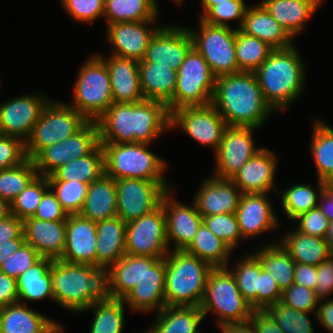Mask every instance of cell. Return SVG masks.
<instances>
[{
  "label": "cell",
  "mask_w": 333,
  "mask_h": 333,
  "mask_svg": "<svg viewBox=\"0 0 333 333\" xmlns=\"http://www.w3.org/2000/svg\"><path fill=\"white\" fill-rule=\"evenodd\" d=\"M312 125L310 152L315 164L317 179L333 181V128L322 118H315Z\"/></svg>",
  "instance_id": "cell-40"
},
{
  "label": "cell",
  "mask_w": 333,
  "mask_h": 333,
  "mask_svg": "<svg viewBox=\"0 0 333 333\" xmlns=\"http://www.w3.org/2000/svg\"><path fill=\"white\" fill-rule=\"evenodd\" d=\"M26 159L25 142L0 134V170L18 166Z\"/></svg>",
  "instance_id": "cell-57"
},
{
  "label": "cell",
  "mask_w": 333,
  "mask_h": 333,
  "mask_svg": "<svg viewBox=\"0 0 333 333\" xmlns=\"http://www.w3.org/2000/svg\"><path fill=\"white\" fill-rule=\"evenodd\" d=\"M25 243L24 233L22 232L17 238L11 239V243L0 244V267L1 264L14 254Z\"/></svg>",
  "instance_id": "cell-67"
},
{
  "label": "cell",
  "mask_w": 333,
  "mask_h": 333,
  "mask_svg": "<svg viewBox=\"0 0 333 333\" xmlns=\"http://www.w3.org/2000/svg\"><path fill=\"white\" fill-rule=\"evenodd\" d=\"M87 122L88 120L67 102L50 99L25 142L27 158L33 160L44 148L72 136Z\"/></svg>",
  "instance_id": "cell-9"
},
{
  "label": "cell",
  "mask_w": 333,
  "mask_h": 333,
  "mask_svg": "<svg viewBox=\"0 0 333 333\" xmlns=\"http://www.w3.org/2000/svg\"><path fill=\"white\" fill-rule=\"evenodd\" d=\"M211 104L228 126L260 129L275 113L265 101L254 72L217 77Z\"/></svg>",
  "instance_id": "cell-2"
},
{
  "label": "cell",
  "mask_w": 333,
  "mask_h": 333,
  "mask_svg": "<svg viewBox=\"0 0 333 333\" xmlns=\"http://www.w3.org/2000/svg\"><path fill=\"white\" fill-rule=\"evenodd\" d=\"M25 243L42 258L59 260L65 247L66 221H44L33 217L23 221Z\"/></svg>",
  "instance_id": "cell-28"
},
{
  "label": "cell",
  "mask_w": 333,
  "mask_h": 333,
  "mask_svg": "<svg viewBox=\"0 0 333 333\" xmlns=\"http://www.w3.org/2000/svg\"><path fill=\"white\" fill-rule=\"evenodd\" d=\"M315 317L326 333H333V298L319 300Z\"/></svg>",
  "instance_id": "cell-65"
},
{
  "label": "cell",
  "mask_w": 333,
  "mask_h": 333,
  "mask_svg": "<svg viewBox=\"0 0 333 333\" xmlns=\"http://www.w3.org/2000/svg\"><path fill=\"white\" fill-rule=\"evenodd\" d=\"M246 255V256H245ZM236 265L226 267L235 277L237 287L243 297L257 310V290H259L260 261L253 253H245ZM230 265L232 267H230ZM234 266V267H233Z\"/></svg>",
  "instance_id": "cell-45"
},
{
  "label": "cell",
  "mask_w": 333,
  "mask_h": 333,
  "mask_svg": "<svg viewBox=\"0 0 333 333\" xmlns=\"http://www.w3.org/2000/svg\"><path fill=\"white\" fill-rule=\"evenodd\" d=\"M155 315L146 333H200L204 320L200 307L193 306H165Z\"/></svg>",
  "instance_id": "cell-35"
},
{
  "label": "cell",
  "mask_w": 333,
  "mask_h": 333,
  "mask_svg": "<svg viewBox=\"0 0 333 333\" xmlns=\"http://www.w3.org/2000/svg\"><path fill=\"white\" fill-rule=\"evenodd\" d=\"M106 64L110 76L114 103H136L144 100L139 78V62L114 55L98 54Z\"/></svg>",
  "instance_id": "cell-26"
},
{
  "label": "cell",
  "mask_w": 333,
  "mask_h": 333,
  "mask_svg": "<svg viewBox=\"0 0 333 333\" xmlns=\"http://www.w3.org/2000/svg\"><path fill=\"white\" fill-rule=\"evenodd\" d=\"M221 333H255L253 326L247 322L242 324H228L219 327Z\"/></svg>",
  "instance_id": "cell-68"
},
{
  "label": "cell",
  "mask_w": 333,
  "mask_h": 333,
  "mask_svg": "<svg viewBox=\"0 0 333 333\" xmlns=\"http://www.w3.org/2000/svg\"><path fill=\"white\" fill-rule=\"evenodd\" d=\"M88 57L79 66L72 90V102L67 104L88 121H96L113 103V95L105 61L98 53Z\"/></svg>",
  "instance_id": "cell-8"
},
{
  "label": "cell",
  "mask_w": 333,
  "mask_h": 333,
  "mask_svg": "<svg viewBox=\"0 0 333 333\" xmlns=\"http://www.w3.org/2000/svg\"><path fill=\"white\" fill-rule=\"evenodd\" d=\"M289 230L281 235L278 242L296 263L317 267L333 255L325 239L302 234L295 228Z\"/></svg>",
  "instance_id": "cell-33"
},
{
  "label": "cell",
  "mask_w": 333,
  "mask_h": 333,
  "mask_svg": "<svg viewBox=\"0 0 333 333\" xmlns=\"http://www.w3.org/2000/svg\"><path fill=\"white\" fill-rule=\"evenodd\" d=\"M100 144H153L170 131L167 105L144 99L136 103H112L96 120Z\"/></svg>",
  "instance_id": "cell-1"
},
{
  "label": "cell",
  "mask_w": 333,
  "mask_h": 333,
  "mask_svg": "<svg viewBox=\"0 0 333 333\" xmlns=\"http://www.w3.org/2000/svg\"><path fill=\"white\" fill-rule=\"evenodd\" d=\"M158 0H105L106 26L118 22L158 21Z\"/></svg>",
  "instance_id": "cell-41"
},
{
  "label": "cell",
  "mask_w": 333,
  "mask_h": 333,
  "mask_svg": "<svg viewBox=\"0 0 333 333\" xmlns=\"http://www.w3.org/2000/svg\"><path fill=\"white\" fill-rule=\"evenodd\" d=\"M11 215V205L8 201L0 197V220Z\"/></svg>",
  "instance_id": "cell-69"
},
{
  "label": "cell",
  "mask_w": 333,
  "mask_h": 333,
  "mask_svg": "<svg viewBox=\"0 0 333 333\" xmlns=\"http://www.w3.org/2000/svg\"><path fill=\"white\" fill-rule=\"evenodd\" d=\"M67 212L57 200L56 194L49 188L43 195L33 218L44 221H66Z\"/></svg>",
  "instance_id": "cell-59"
},
{
  "label": "cell",
  "mask_w": 333,
  "mask_h": 333,
  "mask_svg": "<svg viewBox=\"0 0 333 333\" xmlns=\"http://www.w3.org/2000/svg\"><path fill=\"white\" fill-rule=\"evenodd\" d=\"M226 0H201L199 1L201 3L202 12L198 13L200 14L198 18H201L213 5H216L217 2H223Z\"/></svg>",
  "instance_id": "cell-70"
},
{
  "label": "cell",
  "mask_w": 333,
  "mask_h": 333,
  "mask_svg": "<svg viewBox=\"0 0 333 333\" xmlns=\"http://www.w3.org/2000/svg\"><path fill=\"white\" fill-rule=\"evenodd\" d=\"M282 291L260 262L259 290H257V310H266L281 301Z\"/></svg>",
  "instance_id": "cell-58"
},
{
  "label": "cell",
  "mask_w": 333,
  "mask_h": 333,
  "mask_svg": "<svg viewBox=\"0 0 333 333\" xmlns=\"http://www.w3.org/2000/svg\"><path fill=\"white\" fill-rule=\"evenodd\" d=\"M240 30L266 42L273 49H284L295 44V39L257 2L246 8Z\"/></svg>",
  "instance_id": "cell-29"
},
{
  "label": "cell",
  "mask_w": 333,
  "mask_h": 333,
  "mask_svg": "<svg viewBox=\"0 0 333 333\" xmlns=\"http://www.w3.org/2000/svg\"><path fill=\"white\" fill-rule=\"evenodd\" d=\"M174 189L169 190L163 196L161 202L166 216L167 239L170 251L172 249L184 250L191 243L203 223V217L197 211L194 202L192 201V204L188 205L187 203L183 204L174 197Z\"/></svg>",
  "instance_id": "cell-21"
},
{
  "label": "cell",
  "mask_w": 333,
  "mask_h": 333,
  "mask_svg": "<svg viewBox=\"0 0 333 333\" xmlns=\"http://www.w3.org/2000/svg\"><path fill=\"white\" fill-rule=\"evenodd\" d=\"M22 303L0 307V333H64V326Z\"/></svg>",
  "instance_id": "cell-27"
},
{
  "label": "cell",
  "mask_w": 333,
  "mask_h": 333,
  "mask_svg": "<svg viewBox=\"0 0 333 333\" xmlns=\"http://www.w3.org/2000/svg\"><path fill=\"white\" fill-rule=\"evenodd\" d=\"M166 258L144 257V276L123 299L130 311L159 312L165 301Z\"/></svg>",
  "instance_id": "cell-18"
},
{
  "label": "cell",
  "mask_w": 333,
  "mask_h": 333,
  "mask_svg": "<svg viewBox=\"0 0 333 333\" xmlns=\"http://www.w3.org/2000/svg\"><path fill=\"white\" fill-rule=\"evenodd\" d=\"M300 1L309 3L318 11L319 8H321V5L323 4L324 0H300Z\"/></svg>",
  "instance_id": "cell-72"
},
{
  "label": "cell",
  "mask_w": 333,
  "mask_h": 333,
  "mask_svg": "<svg viewBox=\"0 0 333 333\" xmlns=\"http://www.w3.org/2000/svg\"><path fill=\"white\" fill-rule=\"evenodd\" d=\"M304 63L293 45L273 49L254 72L265 101L274 111L287 110L302 95L307 72Z\"/></svg>",
  "instance_id": "cell-3"
},
{
  "label": "cell",
  "mask_w": 333,
  "mask_h": 333,
  "mask_svg": "<svg viewBox=\"0 0 333 333\" xmlns=\"http://www.w3.org/2000/svg\"><path fill=\"white\" fill-rule=\"evenodd\" d=\"M315 292L319 300L333 298V255L317 266Z\"/></svg>",
  "instance_id": "cell-60"
},
{
  "label": "cell",
  "mask_w": 333,
  "mask_h": 333,
  "mask_svg": "<svg viewBox=\"0 0 333 333\" xmlns=\"http://www.w3.org/2000/svg\"><path fill=\"white\" fill-rule=\"evenodd\" d=\"M52 264L53 259L41 258L16 278L19 303L27 305L29 301L36 302L44 299L54 301Z\"/></svg>",
  "instance_id": "cell-31"
},
{
  "label": "cell",
  "mask_w": 333,
  "mask_h": 333,
  "mask_svg": "<svg viewBox=\"0 0 333 333\" xmlns=\"http://www.w3.org/2000/svg\"><path fill=\"white\" fill-rule=\"evenodd\" d=\"M203 223L210 231L224 241L233 251L245 239L242 237L235 213L203 217Z\"/></svg>",
  "instance_id": "cell-52"
},
{
  "label": "cell",
  "mask_w": 333,
  "mask_h": 333,
  "mask_svg": "<svg viewBox=\"0 0 333 333\" xmlns=\"http://www.w3.org/2000/svg\"><path fill=\"white\" fill-rule=\"evenodd\" d=\"M125 307L127 305L123 300L105 297L79 313L92 311L93 320L89 333H122L125 325Z\"/></svg>",
  "instance_id": "cell-44"
},
{
  "label": "cell",
  "mask_w": 333,
  "mask_h": 333,
  "mask_svg": "<svg viewBox=\"0 0 333 333\" xmlns=\"http://www.w3.org/2000/svg\"><path fill=\"white\" fill-rule=\"evenodd\" d=\"M165 258L166 306L200 307L213 267L184 250H171Z\"/></svg>",
  "instance_id": "cell-5"
},
{
  "label": "cell",
  "mask_w": 333,
  "mask_h": 333,
  "mask_svg": "<svg viewBox=\"0 0 333 333\" xmlns=\"http://www.w3.org/2000/svg\"><path fill=\"white\" fill-rule=\"evenodd\" d=\"M54 302L77 313L106 297L105 271L90 264L53 260L51 267Z\"/></svg>",
  "instance_id": "cell-4"
},
{
  "label": "cell",
  "mask_w": 333,
  "mask_h": 333,
  "mask_svg": "<svg viewBox=\"0 0 333 333\" xmlns=\"http://www.w3.org/2000/svg\"><path fill=\"white\" fill-rule=\"evenodd\" d=\"M294 283L315 290L317 286V267L308 264L296 263L294 270Z\"/></svg>",
  "instance_id": "cell-64"
},
{
  "label": "cell",
  "mask_w": 333,
  "mask_h": 333,
  "mask_svg": "<svg viewBox=\"0 0 333 333\" xmlns=\"http://www.w3.org/2000/svg\"><path fill=\"white\" fill-rule=\"evenodd\" d=\"M248 4L245 0H226L217 2L200 19L207 24L215 26H226L233 28L229 22L238 21L237 28L240 29Z\"/></svg>",
  "instance_id": "cell-50"
},
{
  "label": "cell",
  "mask_w": 333,
  "mask_h": 333,
  "mask_svg": "<svg viewBox=\"0 0 333 333\" xmlns=\"http://www.w3.org/2000/svg\"><path fill=\"white\" fill-rule=\"evenodd\" d=\"M228 127L212 104L188 106L170 113V131L179 128L195 142L217 151Z\"/></svg>",
  "instance_id": "cell-12"
},
{
  "label": "cell",
  "mask_w": 333,
  "mask_h": 333,
  "mask_svg": "<svg viewBox=\"0 0 333 333\" xmlns=\"http://www.w3.org/2000/svg\"><path fill=\"white\" fill-rule=\"evenodd\" d=\"M172 1H174V3H176V5L178 4L179 6H181L180 4L183 5L185 0H172Z\"/></svg>",
  "instance_id": "cell-73"
},
{
  "label": "cell",
  "mask_w": 333,
  "mask_h": 333,
  "mask_svg": "<svg viewBox=\"0 0 333 333\" xmlns=\"http://www.w3.org/2000/svg\"><path fill=\"white\" fill-rule=\"evenodd\" d=\"M105 173L104 151L99 144L91 153L84 157L73 159L60 166L48 181H79L87 185L100 178Z\"/></svg>",
  "instance_id": "cell-38"
},
{
  "label": "cell",
  "mask_w": 333,
  "mask_h": 333,
  "mask_svg": "<svg viewBox=\"0 0 333 333\" xmlns=\"http://www.w3.org/2000/svg\"><path fill=\"white\" fill-rule=\"evenodd\" d=\"M104 151L105 174L118 180L135 178L174 186L165 178L167 161L149 149L146 143L101 144Z\"/></svg>",
  "instance_id": "cell-6"
},
{
  "label": "cell",
  "mask_w": 333,
  "mask_h": 333,
  "mask_svg": "<svg viewBox=\"0 0 333 333\" xmlns=\"http://www.w3.org/2000/svg\"><path fill=\"white\" fill-rule=\"evenodd\" d=\"M37 175L35 163L30 158L18 166L0 170V197L11 204Z\"/></svg>",
  "instance_id": "cell-47"
},
{
  "label": "cell",
  "mask_w": 333,
  "mask_h": 333,
  "mask_svg": "<svg viewBox=\"0 0 333 333\" xmlns=\"http://www.w3.org/2000/svg\"><path fill=\"white\" fill-rule=\"evenodd\" d=\"M169 252L166 216L162 204L154 211L126 224V254L161 259Z\"/></svg>",
  "instance_id": "cell-13"
},
{
  "label": "cell",
  "mask_w": 333,
  "mask_h": 333,
  "mask_svg": "<svg viewBox=\"0 0 333 333\" xmlns=\"http://www.w3.org/2000/svg\"><path fill=\"white\" fill-rule=\"evenodd\" d=\"M236 57L240 71L255 72L273 50L266 42L236 29Z\"/></svg>",
  "instance_id": "cell-46"
},
{
  "label": "cell",
  "mask_w": 333,
  "mask_h": 333,
  "mask_svg": "<svg viewBox=\"0 0 333 333\" xmlns=\"http://www.w3.org/2000/svg\"><path fill=\"white\" fill-rule=\"evenodd\" d=\"M157 22H118L105 26L107 42L114 49L110 55L141 61L152 36L162 26Z\"/></svg>",
  "instance_id": "cell-20"
},
{
  "label": "cell",
  "mask_w": 333,
  "mask_h": 333,
  "mask_svg": "<svg viewBox=\"0 0 333 333\" xmlns=\"http://www.w3.org/2000/svg\"><path fill=\"white\" fill-rule=\"evenodd\" d=\"M266 311L285 333H315L314 323L308 312L298 311L281 301L269 306Z\"/></svg>",
  "instance_id": "cell-49"
},
{
  "label": "cell",
  "mask_w": 333,
  "mask_h": 333,
  "mask_svg": "<svg viewBox=\"0 0 333 333\" xmlns=\"http://www.w3.org/2000/svg\"><path fill=\"white\" fill-rule=\"evenodd\" d=\"M316 183L317 186L306 182L296 183L283 189L282 193L277 192L286 218L293 221L300 214L318 207L319 196L326 182L317 179Z\"/></svg>",
  "instance_id": "cell-43"
},
{
  "label": "cell",
  "mask_w": 333,
  "mask_h": 333,
  "mask_svg": "<svg viewBox=\"0 0 333 333\" xmlns=\"http://www.w3.org/2000/svg\"><path fill=\"white\" fill-rule=\"evenodd\" d=\"M185 252L205 261L213 268L226 267L230 264V254L234 252L224 241L214 235L202 223Z\"/></svg>",
  "instance_id": "cell-42"
},
{
  "label": "cell",
  "mask_w": 333,
  "mask_h": 333,
  "mask_svg": "<svg viewBox=\"0 0 333 333\" xmlns=\"http://www.w3.org/2000/svg\"><path fill=\"white\" fill-rule=\"evenodd\" d=\"M294 228L309 236H315L324 239L329 227L328 219L322 214L319 207L310 209L300 214L294 220Z\"/></svg>",
  "instance_id": "cell-56"
},
{
  "label": "cell",
  "mask_w": 333,
  "mask_h": 333,
  "mask_svg": "<svg viewBox=\"0 0 333 333\" xmlns=\"http://www.w3.org/2000/svg\"><path fill=\"white\" fill-rule=\"evenodd\" d=\"M49 188L47 176L37 175L11 202V214L22 221L33 217L44 193Z\"/></svg>",
  "instance_id": "cell-48"
},
{
  "label": "cell",
  "mask_w": 333,
  "mask_h": 333,
  "mask_svg": "<svg viewBox=\"0 0 333 333\" xmlns=\"http://www.w3.org/2000/svg\"><path fill=\"white\" fill-rule=\"evenodd\" d=\"M318 207L329 222L333 221V185L325 183L319 196Z\"/></svg>",
  "instance_id": "cell-66"
},
{
  "label": "cell",
  "mask_w": 333,
  "mask_h": 333,
  "mask_svg": "<svg viewBox=\"0 0 333 333\" xmlns=\"http://www.w3.org/2000/svg\"><path fill=\"white\" fill-rule=\"evenodd\" d=\"M193 47L187 26L162 25L152 36L144 58L139 62L157 63L177 71Z\"/></svg>",
  "instance_id": "cell-19"
},
{
  "label": "cell",
  "mask_w": 333,
  "mask_h": 333,
  "mask_svg": "<svg viewBox=\"0 0 333 333\" xmlns=\"http://www.w3.org/2000/svg\"><path fill=\"white\" fill-rule=\"evenodd\" d=\"M216 77L202 55L192 47L177 70L173 98L166 104L169 113L188 106L211 104Z\"/></svg>",
  "instance_id": "cell-10"
},
{
  "label": "cell",
  "mask_w": 333,
  "mask_h": 333,
  "mask_svg": "<svg viewBox=\"0 0 333 333\" xmlns=\"http://www.w3.org/2000/svg\"><path fill=\"white\" fill-rule=\"evenodd\" d=\"M51 97L44 93H28L9 98L0 104V134L26 142L41 112Z\"/></svg>",
  "instance_id": "cell-17"
},
{
  "label": "cell",
  "mask_w": 333,
  "mask_h": 333,
  "mask_svg": "<svg viewBox=\"0 0 333 333\" xmlns=\"http://www.w3.org/2000/svg\"><path fill=\"white\" fill-rule=\"evenodd\" d=\"M60 4L74 22L91 24L104 20L105 0H60Z\"/></svg>",
  "instance_id": "cell-53"
},
{
  "label": "cell",
  "mask_w": 333,
  "mask_h": 333,
  "mask_svg": "<svg viewBox=\"0 0 333 333\" xmlns=\"http://www.w3.org/2000/svg\"><path fill=\"white\" fill-rule=\"evenodd\" d=\"M18 302L16 279L0 271V307Z\"/></svg>",
  "instance_id": "cell-63"
},
{
  "label": "cell",
  "mask_w": 333,
  "mask_h": 333,
  "mask_svg": "<svg viewBox=\"0 0 333 333\" xmlns=\"http://www.w3.org/2000/svg\"><path fill=\"white\" fill-rule=\"evenodd\" d=\"M278 155L264 147L249 159L231 179L242 194L276 192L275 178Z\"/></svg>",
  "instance_id": "cell-23"
},
{
  "label": "cell",
  "mask_w": 333,
  "mask_h": 333,
  "mask_svg": "<svg viewBox=\"0 0 333 333\" xmlns=\"http://www.w3.org/2000/svg\"><path fill=\"white\" fill-rule=\"evenodd\" d=\"M268 196L269 194L262 193L241 194L235 214L244 239H255L280 227L281 221L276 217L277 212Z\"/></svg>",
  "instance_id": "cell-22"
},
{
  "label": "cell",
  "mask_w": 333,
  "mask_h": 333,
  "mask_svg": "<svg viewBox=\"0 0 333 333\" xmlns=\"http://www.w3.org/2000/svg\"><path fill=\"white\" fill-rule=\"evenodd\" d=\"M49 185L67 214L81 212L89 185L79 181H49Z\"/></svg>",
  "instance_id": "cell-51"
},
{
  "label": "cell",
  "mask_w": 333,
  "mask_h": 333,
  "mask_svg": "<svg viewBox=\"0 0 333 333\" xmlns=\"http://www.w3.org/2000/svg\"><path fill=\"white\" fill-rule=\"evenodd\" d=\"M96 222L80 213L68 214L65 247L60 260L96 266Z\"/></svg>",
  "instance_id": "cell-24"
},
{
  "label": "cell",
  "mask_w": 333,
  "mask_h": 333,
  "mask_svg": "<svg viewBox=\"0 0 333 333\" xmlns=\"http://www.w3.org/2000/svg\"><path fill=\"white\" fill-rule=\"evenodd\" d=\"M253 254L259 259L263 269L276 281L282 292L294 284L296 262L278 240L266 242V245L263 244Z\"/></svg>",
  "instance_id": "cell-39"
},
{
  "label": "cell",
  "mask_w": 333,
  "mask_h": 333,
  "mask_svg": "<svg viewBox=\"0 0 333 333\" xmlns=\"http://www.w3.org/2000/svg\"><path fill=\"white\" fill-rule=\"evenodd\" d=\"M281 302L298 311L313 313L316 316L319 299L315 290L294 283L282 292Z\"/></svg>",
  "instance_id": "cell-54"
},
{
  "label": "cell",
  "mask_w": 333,
  "mask_h": 333,
  "mask_svg": "<svg viewBox=\"0 0 333 333\" xmlns=\"http://www.w3.org/2000/svg\"><path fill=\"white\" fill-rule=\"evenodd\" d=\"M144 276V256L125 254L105 272L106 297L123 300Z\"/></svg>",
  "instance_id": "cell-34"
},
{
  "label": "cell",
  "mask_w": 333,
  "mask_h": 333,
  "mask_svg": "<svg viewBox=\"0 0 333 333\" xmlns=\"http://www.w3.org/2000/svg\"><path fill=\"white\" fill-rule=\"evenodd\" d=\"M41 258L32 245L24 243L1 264L0 271L16 279Z\"/></svg>",
  "instance_id": "cell-55"
},
{
  "label": "cell",
  "mask_w": 333,
  "mask_h": 333,
  "mask_svg": "<svg viewBox=\"0 0 333 333\" xmlns=\"http://www.w3.org/2000/svg\"><path fill=\"white\" fill-rule=\"evenodd\" d=\"M200 309L204 318L210 312L217 316L214 319L218 328L228 324L247 323L254 311L227 267H216L210 271Z\"/></svg>",
  "instance_id": "cell-7"
},
{
  "label": "cell",
  "mask_w": 333,
  "mask_h": 333,
  "mask_svg": "<svg viewBox=\"0 0 333 333\" xmlns=\"http://www.w3.org/2000/svg\"><path fill=\"white\" fill-rule=\"evenodd\" d=\"M270 15L295 39L307 22L318 12L309 3L300 0H259Z\"/></svg>",
  "instance_id": "cell-37"
},
{
  "label": "cell",
  "mask_w": 333,
  "mask_h": 333,
  "mask_svg": "<svg viewBox=\"0 0 333 333\" xmlns=\"http://www.w3.org/2000/svg\"><path fill=\"white\" fill-rule=\"evenodd\" d=\"M96 267L105 272L126 254V223L118 216L96 222Z\"/></svg>",
  "instance_id": "cell-30"
},
{
  "label": "cell",
  "mask_w": 333,
  "mask_h": 333,
  "mask_svg": "<svg viewBox=\"0 0 333 333\" xmlns=\"http://www.w3.org/2000/svg\"><path fill=\"white\" fill-rule=\"evenodd\" d=\"M80 214L99 222L117 216V192L115 179L105 173L88 186L84 206Z\"/></svg>",
  "instance_id": "cell-32"
},
{
  "label": "cell",
  "mask_w": 333,
  "mask_h": 333,
  "mask_svg": "<svg viewBox=\"0 0 333 333\" xmlns=\"http://www.w3.org/2000/svg\"><path fill=\"white\" fill-rule=\"evenodd\" d=\"M117 216L126 224L157 209L163 196L174 186H161L158 182L122 178L115 180Z\"/></svg>",
  "instance_id": "cell-14"
},
{
  "label": "cell",
  "mask_w": 333,
  "mask_h": 333,
  "mask_svg": "<svg viewBox=\"0 0 333 333\" xmlns=\"http://www.w3.org/2000/svg\"><path fill=\"white\" fill-rule=\"evenodd\" d=\"M324 239L328 247L333 251V221L329 222V227Z\"/></svg>",
  "instance_id": "cell-71"
},
{
  "label": "cell",
  "mask_w": 333,
  "mask_h": 333,
  "mask_svg": "<svg viewBox=\"0 0 333 333\" xmlns=\"http://www.w3.org/2000/svg\"><path fill=\"white\" fill-rule=\"evenodd\" d=\"M253 127L228 126L221 143L214 153L213 177L231 180L240 168L264 146H257Z\"/></svg>",
  "instance_id": "cell-16"
},
{
  "label": "cell",
  "mask_w": 333,
  "mask_h": 333,
  "mask_svg": "<svg viewBox=\"0 0 333 333\" xmlns=\"http://www.w3.org/2000/svg\"><path fill=\"white\" fill-rule=\"evenodd\" d=\"M199 28H190L193 47L202 55L214 76L241 72L236 57V27L215 26L198 18Z\"/></svg>",
  "instance_id": "cell-11"
},
{
  "label": "cell",
  "mask_w": 333,
  "mask_h": 333,
  "mask_svg": "<svg viewBox=\"0 0 333 333\" xmlns=\"http://www.w3.org/2000/svg\"><path fill=\"white\" fill-rule=\"evenodd\" d=\"M197 190L192 201L202 217L235 213L242 194L232 180L212 175L205 177Z\"/></svg>",
  "instance_id": "cell-25"
},
{
  "label": "cell",
  "mask_w": 333,
  "mask_h": 333,
  "mask_svg": "<svg viewBox=\"0 0 333 333\" xmlns=\"http://www.w3.org/2000/svg\"><path fill=\"white\" fill-rule=\"evenodd\" d=\"M23 232V221L13 214L0 220V244L11 243V239L17 238Z\"/></svg>",
  "instance_id": "cell-62"
},
{
  "label": "cell",
  "mask_w": 333,
  "mask_h": 333,
  "mask_svg": "<svg viewBox=\"0 0 333 333\" xmlns=\"http://www.w3.org/2000/svg\"><path fill=\"white\" fill-rule=\"evenodd\" d=\"M99 130L96 121H88L78 132L44 148L34 159L38 175L49 176L69 161L91 153L98 145Z\"/></svg>",
  "instance_id": "cell-15"
},
{
  "label": "cell",
  "mask_w": 333,
  "mask_h": 333,
  "mask_svg": "<svg viewBox=\"0 0 333 333\" xmlns=\"http://www.w3.org/2000/svg\"><path fill=\"white\" fill-rule=\"evenodd\" d=\"M248 322L255 333H285L266 310H254Z\"/></svg>",
  "instance_id": "cell-61"
},
{
  "label": "cell",
  "mask_w": 333,
  "mask_h": 333,
  "mask_svg": "<svg viewBox=\"0 0 333 333\" xmlns=\"http://www.w3.org/2000/svg\"><path fill=\"white\" fill-rule=\"evenodd\" d=\"M139 78L145 99L167 104L173 98L177 71L157 63L139 62Z\"/></svg>",
  "instance_id": "cell-36"
}]
</instances>
